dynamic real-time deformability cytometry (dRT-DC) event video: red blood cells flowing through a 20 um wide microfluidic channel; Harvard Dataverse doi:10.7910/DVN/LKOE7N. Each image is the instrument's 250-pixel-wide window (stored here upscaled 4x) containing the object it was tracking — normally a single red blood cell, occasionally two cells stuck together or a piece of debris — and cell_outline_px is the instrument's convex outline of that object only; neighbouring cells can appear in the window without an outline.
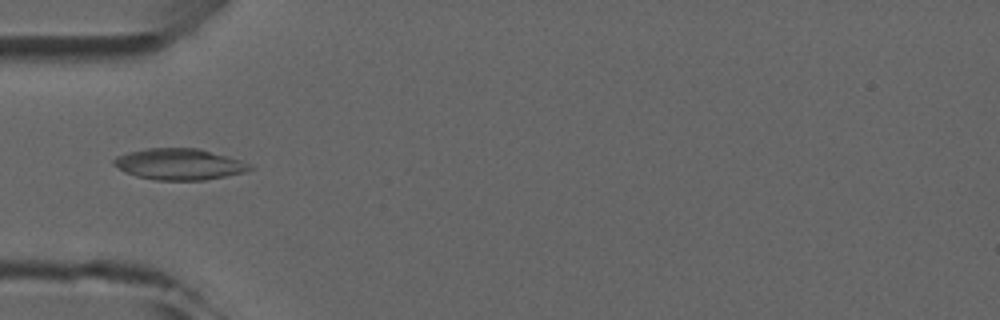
{"species": "common noctule bat (a hibernating species)", "species_latin": "Nyctalus noctula", "temperature_condition": "room temperature", "stored_images_in_passage": 5, "camera_frame_rate_fps": 3000, "um_per_image_px": 0.085, "animal": {"sex": "male", "forearm_length_mm": 52.5}, "frame": {"image": 1, "passage_image": 5, "time_ms": 4.667, "image_size_px": [1000, 320], "cell_outline_px": [[256, 168], [244, 172], [204, 180], [156, 180], [136, 176], [124, 172], [112, 164], [112, 160], [116, 156], [128, 152], [148, 148], [200, 148], [240, 160], [252, 164]], "centroid_in_image_um": [15.23, 13.95], "position_along_channel_um": 69.8, "area_um2": 24.85}}